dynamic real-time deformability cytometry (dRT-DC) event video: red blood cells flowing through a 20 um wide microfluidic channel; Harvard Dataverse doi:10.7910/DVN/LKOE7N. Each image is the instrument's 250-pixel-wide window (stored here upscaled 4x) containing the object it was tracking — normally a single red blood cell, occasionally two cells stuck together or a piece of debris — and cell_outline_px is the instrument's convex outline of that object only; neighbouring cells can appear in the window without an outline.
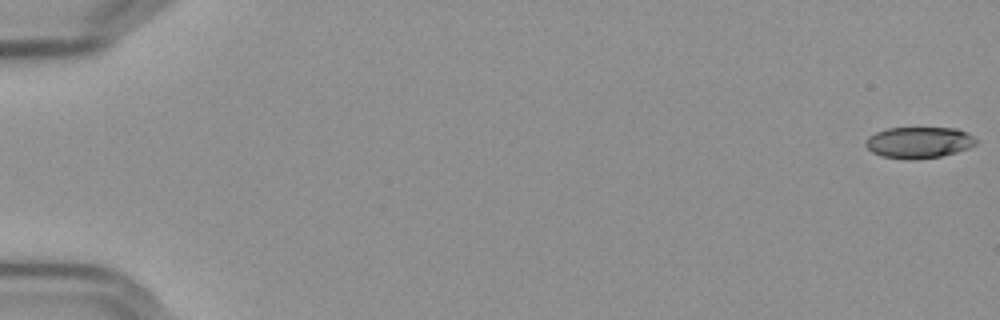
{"species": "Egyptian fruit bat (a non-hibernating species)", "species_latin": "Rousettus aegyptiacus", "temperature_condition": "cold", "stored_images_in_passage": 52, "camera_frame_rate_fps": 3000, "um_per_image_px": 0.085, "frame": {"image": 1, "passage_image": 1, "time_ms": 0.0, "image_size_px": [1000, 320], "cell_outline_px": [[976, 144], [968, 148], [956, 152], [940, 156], [912, 160], [880, 156], [872, 152], [864, 144], [868, 136], [876, 132], [888, 128], [956, 128], [968, 132], [976, 140]], "centroid_in_image_um": [78.08, 12.11], "position_along_channel_um": 6.9, "area_um2": 20.11}}
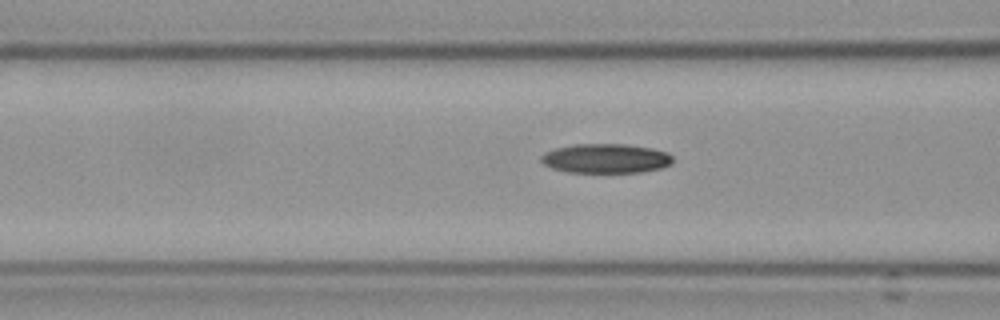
{"frame": {"image": 2, "passage_image": 24, "time_ms": 7.667, "image_size_px": [1000, 320], "cell_outline_px": [[672, 164], [660, 168], [640, 172], [568, 172], [552, 168], [544, 164], [540, 160], [540, 156], [544, 152], [556, 148], [572, 144], [628, 144], [652, 148], [668, 152], [672, 156]], "centroid_in_image_um": [51.49, 13.46], "position_along_channel_um": 115.1, "area_um2": 22.66}}
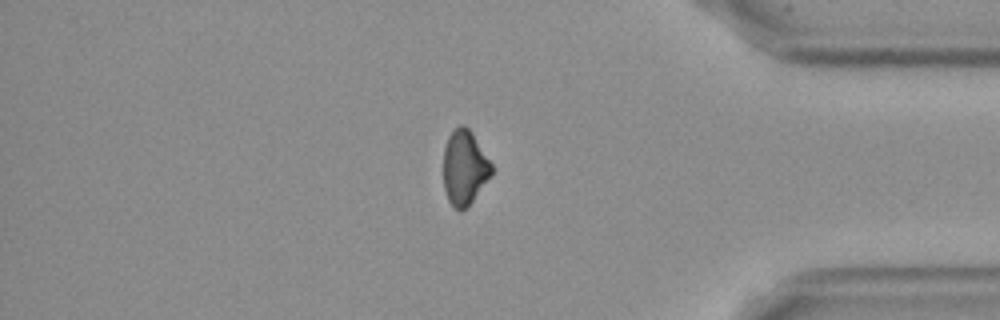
{"frame": {"image": 3, "passage_image": 49, "time_ms": 16.0, "image_size_px": [1000, 320], "cell_outline_px": [[492, 172], [472, 200], [460, 212], [452, 208], [448, 200], [444, 188], [444, 148], [448, 136], [460, 124], [464, 124], [472, 132], [492, 164]], "centroid_in_image_um": [39.46, 14.23], "position_along_channel_um": 395.7, "area_um2": 20.63}}